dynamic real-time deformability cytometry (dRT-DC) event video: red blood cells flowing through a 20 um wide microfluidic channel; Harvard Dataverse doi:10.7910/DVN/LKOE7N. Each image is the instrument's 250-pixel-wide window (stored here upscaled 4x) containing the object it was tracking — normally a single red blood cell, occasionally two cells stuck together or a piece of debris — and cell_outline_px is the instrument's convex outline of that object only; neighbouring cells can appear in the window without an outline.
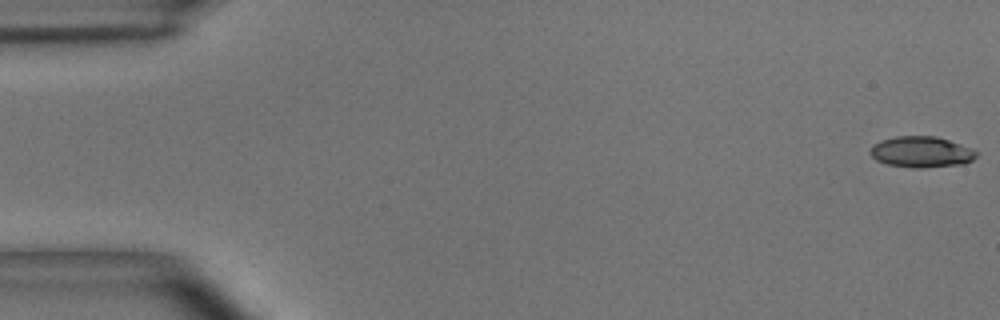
{"species": "common noctule bat (a hibernating species)", "species_latin": "Nyctalus noctula", "temperature_condition": "room temperature", "stored_images_in_passage": 54, "camera_frame_rate_fps": 3000, "um_per_image_px": 0.085, "animal": {"sex": "male", "body_mass_g": 15.6}, "frame": {"image": 1, "passage_image": 1, "time_ms": 0.0, "image_size_px": [1000, 320], "cell_outline_px": [[980, 152], [972, 160], [964, 164], [924, 168], [912, 168], [888, 164], [876, 160], [868, 152], [872, 144], [880, 140], [896, 136], [936, 136], [972, 148]], "centroid_in_image_um": [78.31, 12.92], "position_along_channel_um": 6.7, "area_um2": 19.42}}
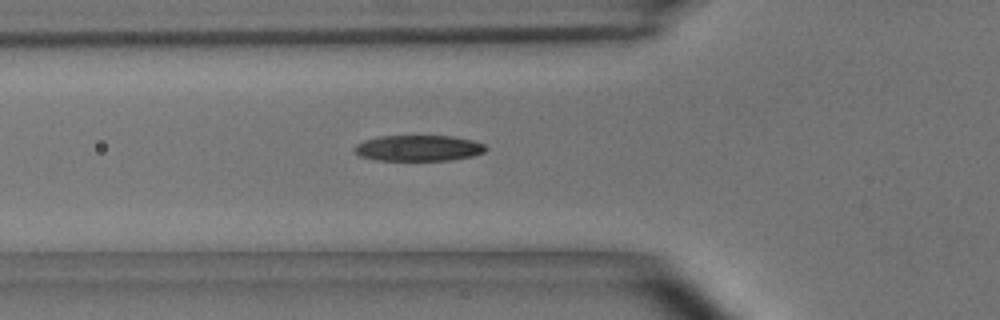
{"frame": {"image": 2, "passage_image": 19, "time_ms": 6.0, "image_size_px": [1000, 320], "cell_outline_px": [[488, 148], [484, 152], [472, 156], [452, 160], [376, 160], [360, 156], [352, 148], [356, 144], [364, 140], [380, 136], [452, 136], [472, 140], [484, 144]], "centroid_in_image_um": [35.57, 12.59], "position_along_channel_um": 90.2, "area_um2": 19.83}}
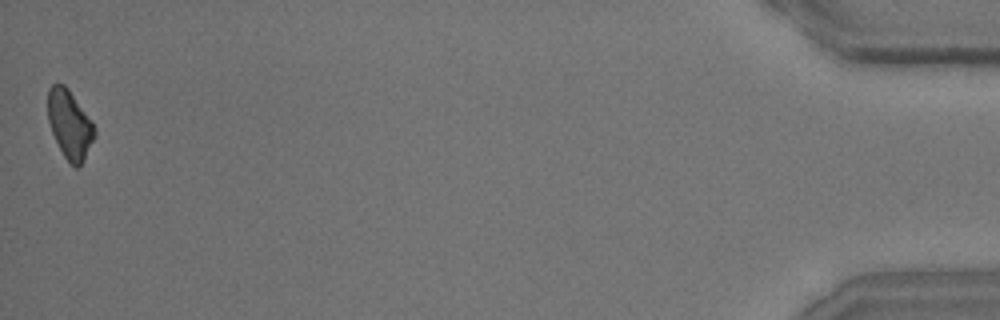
{"frame": {"image": 3, "passage_image": 54, "time_ms": 17.667, "image_size_px": [1000, 320], "cell_outline_px": [[96, 136], [84, 160], [76, 168], [64, 156], [52, 132], [48, 120], [48, 88], [52, 84], [64, 84], [68, 88], [92, 120], [96, 128]], "centroid_in_image_um": [5.95, 10.55], "position_along_channel_um": 429.3, "area_um2": 18.61}, "authors_computed_cell_mechanics": {"area_um2": 19.4208, "velocity_mm_per_s": 3.6988, "shape_relaxation_time_tau1_ms": 6.4535, "shape_relaxation_time_tau2_ms": 7.1983, "deformation_change_tau1": 0.169, "deformation_change_tau2": 0.1687}}